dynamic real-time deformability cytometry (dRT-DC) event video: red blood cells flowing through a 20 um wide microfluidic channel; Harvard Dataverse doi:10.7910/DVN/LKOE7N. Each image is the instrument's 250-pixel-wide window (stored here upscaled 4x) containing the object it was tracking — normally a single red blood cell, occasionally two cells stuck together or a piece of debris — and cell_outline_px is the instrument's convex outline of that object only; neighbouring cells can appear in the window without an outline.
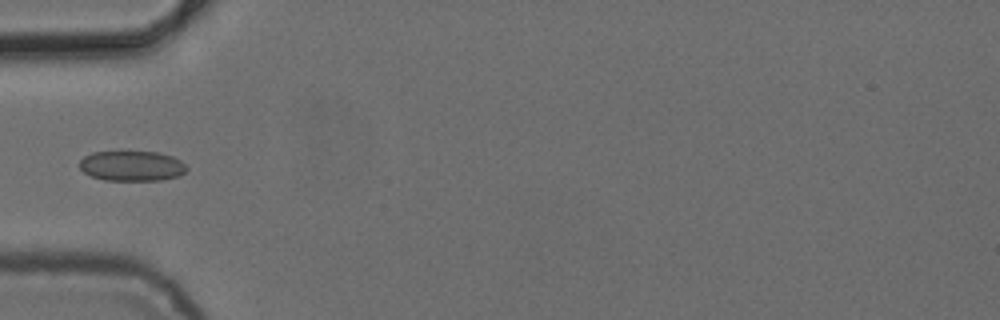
{"species": "common noctule bat (a hibernating species)", "species_latin": "Nyctalus noctula", "temperature_condition": "cold", "stored_images_in_passage": 4, "camera_frame_rate_fps": 3000, "um_per_image_px": 0.085, "animal": {"sex": "female", "body_mass_g": 24.6, "forearm_length_mm": 56.2}, "frame": {"image": 1, "passage_image": 4, "time_ms": 4.333, "image_size_px": [1000, 320], "cell_outline_px": [[188, 168], [180, 176], [160, 180], [104, 180], [92, 176], [84, 172], [80, 168], [80, 160], [84, 156], [92, 152], [160, 152], [172, 156], [180, 160]], "centroid_in_image_um": [11.22, 14.1], "position_along_channel_um": 73.8, "area_um2": 18.79}}